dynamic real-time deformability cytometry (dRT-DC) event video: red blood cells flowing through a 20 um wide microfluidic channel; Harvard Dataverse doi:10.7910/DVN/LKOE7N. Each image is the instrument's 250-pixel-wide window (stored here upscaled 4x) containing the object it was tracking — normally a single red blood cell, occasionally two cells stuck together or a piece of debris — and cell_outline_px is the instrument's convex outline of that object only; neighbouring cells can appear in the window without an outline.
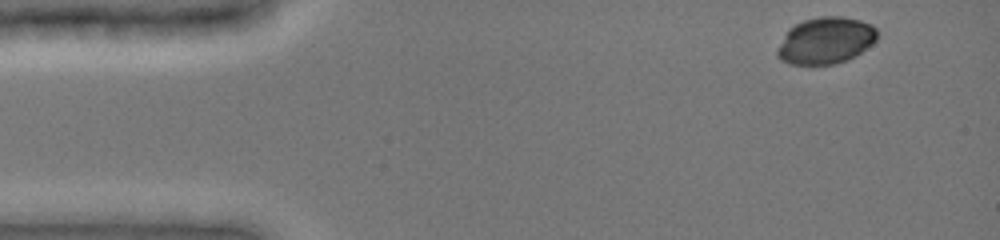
{"species": "common noctule bat (a hibernating species)", "species_latin": "Nyctalus noctula", "temperature_condition": "cold", "stored_images_in_passage": 7, "camera_frame_rate_fps": 3000, "um_per_image_px": 0.085, "animal": {"sex": "female", "body_mass_g": 19.0, "forearm_length_mm": 51.5}, "frame": {"image": 1, "passage_image": 1, "time_ms": 0.0, "image_size_px": [1000, 240], "cell_outline_px": [[876, 40], [872, 44], [856, 56], [836, 64], [788, 64], [780, 60], [776, 56], [776, 48], [788, 28], [804, 20], [820, 16], [840, 16], [860, 20], [872, 24], [876, 28]], "centroid_in_image_um": [70.15, 3.45], "position_along_channel_um": 14.8, "area_um2": 27.4}}
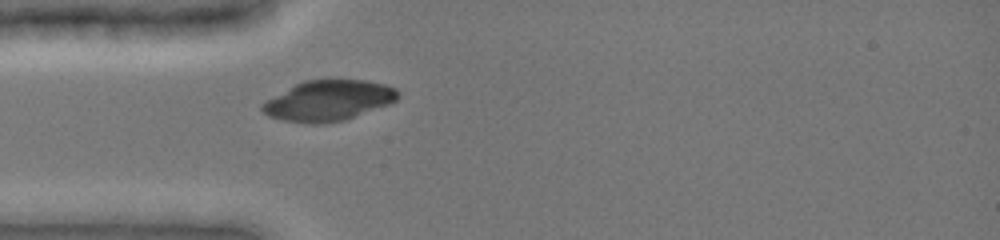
{"frame": {"image": 2, "passage_image": 7, "time_ms": 3.333, "image_size_px": [1000, 240], "cell_outline_px": [[400, 96], [392, 104], [344, 120], [324, 124], [308, 124], [284, 120], [268, 116], [260, 108], [260, 104], [296, 84], [304, 80], [336, 76], [368, 80], [384, 84], [396, 88], [400, 92]], "centroid_in_image_um": [27.98, 8.51], "position_along_channel_um": 57.0, "area_um2": 33.06}}